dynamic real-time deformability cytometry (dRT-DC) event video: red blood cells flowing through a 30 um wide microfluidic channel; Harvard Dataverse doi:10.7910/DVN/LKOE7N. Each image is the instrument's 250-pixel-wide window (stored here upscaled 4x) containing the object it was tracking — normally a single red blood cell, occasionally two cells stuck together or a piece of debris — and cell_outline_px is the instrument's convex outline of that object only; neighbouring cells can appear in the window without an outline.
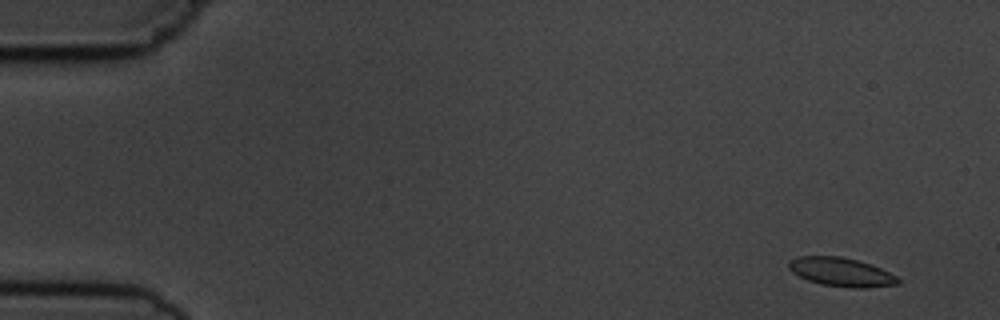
{"species": "common noctule bat (a hibernating species)", "species_latin": "Nyctalus noctula", "temperature_condition": "cold", "stored_images_in_passage": 14, "camera_frame_rate_fps": 3000, "um_per_image_px": 0.085, "animal": {"sex": "male", "body_mass_g": 19.5, "forearm_length_mm": 54.6}, "frame": {"image": 1, "passage_image": 2, "time_ms": 1.0, "image_size_px": [1000, 320], "cell_outline_px": [[900, 284], [868, 288], [852, 288], [820, 284], [808, 280], [792, 272], [788, 268], [788, 264], [796, 256], [840, 256], [872, 264], [896, 276], [900, 280]], "centroid_in_image_um": [71.52, 23.13], "position_along_channel_um": 13.5, "area_um2": 18.32}}
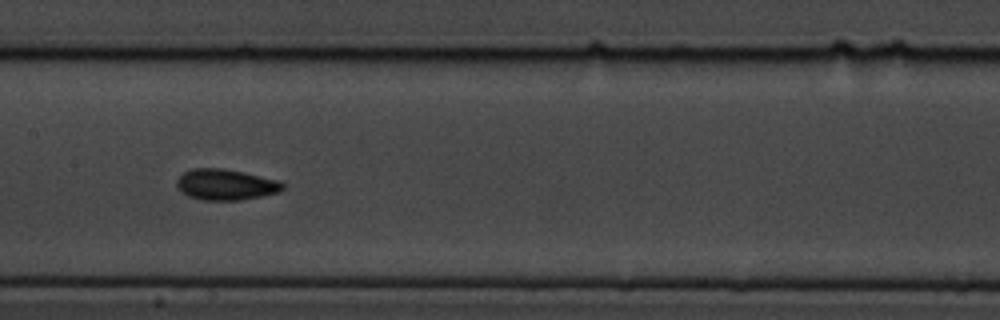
{"frame": {"image": 2, "passage_image": 8, "time_ms": 9.0, "image_size_px": [1000, 320], "cell_outline_px": [[284, 188], [280, 192], [240, 200], [200, 200], [188, 196], [180, 192], [176, 184], [176, 180], [184, 172], [192, 168], [224, 168], [244, 172], [280, 180], [284, 184]], "centroid_in_image_um": [19.18, 15.69], "position_along_channel_um": 188.2, "area_um2": 19.31}}
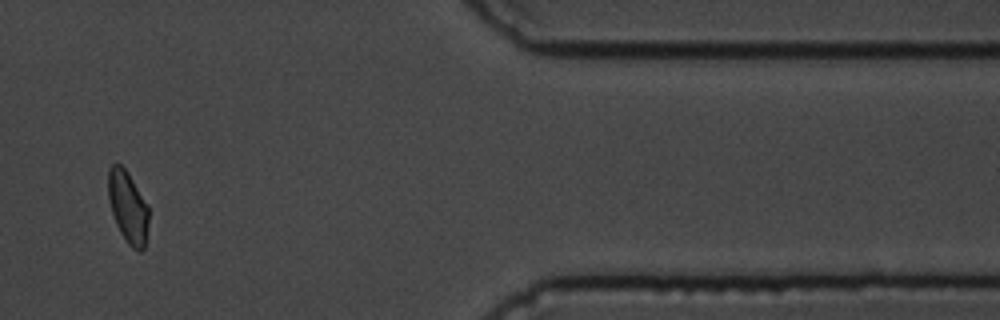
{"frame": {"image": 3, "passage_image": 13, "time_ms": 15.667, "image_size_px": [1000, 320], "cell_outline_px": [[148, 224], [144, 248], [140, 252], [132, 248], [128, 244], [120, 232], [116, 224], [112, 212], [108, 196], [108, 168], [112, 164], [120, 164], [128, 172], [148, 204]], "centroid_in_image_um": [10.87, 17.58], "position_along_channel_um": 400.5, "area_um2": 16.99}, "authors_computed_cell_mechanics": {"area_um2": 18.0625, "velocity_mm_per_s": 3.6997, "shape_relaxation_time_tau1_ms": 2.4085, "shape_relaxation_time_tau2_ms": null, "deformation_change_tau1": 0.0623, "deformation_change_tau2": null}}